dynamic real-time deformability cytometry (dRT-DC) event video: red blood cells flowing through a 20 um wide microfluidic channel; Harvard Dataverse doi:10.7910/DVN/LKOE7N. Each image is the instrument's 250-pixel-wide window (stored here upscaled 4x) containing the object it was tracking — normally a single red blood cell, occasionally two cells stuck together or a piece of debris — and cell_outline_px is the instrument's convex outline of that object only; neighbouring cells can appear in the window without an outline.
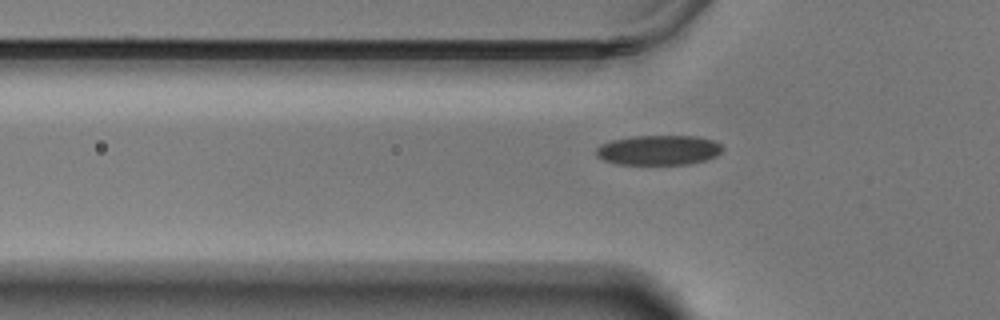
{"species": "Egyptian fruit bat (a non-hibernating species)", "species_latin": "Rousettus aegyptiacus", "temperature_condition": "warm", "stored_images_in_passage": 41, "camera_frame_rate_fps": 3000, "um_per_image_px": 0.085, "animal": {"sex": "male"}, "frame": {"image": 1, "passage_image": 3, "time_ms": 0.667, "image_size_px": [1000, 320], "cell_outline_px": [[724, 148], [716, 156], [704, 160], [688, 164], [616, 164], [604, 160], [596, 156], [596, 148], [600, 144], [612, 140], [632, 136], [696, 136], [712, 140], [720, 144]], "centroid_in_image_um": [55.96, 12.75], "position_along_channel_um": 69.8, "area_um2": 21.96}}
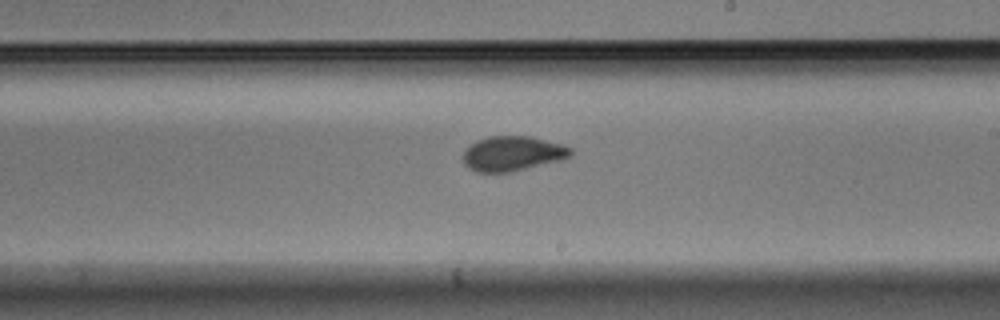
{"frame": {"image": 2, "passage_image": 18, "time_ms": 5.667, "image_size_px": [1000, 320], "cell_outline_px": [[572, 156], [560, 160], [508, 172], [476, 172], [464, 164], [464, 152], [476, 140], [488, 136], [532, 136], [564, 144], [572, 148]], "centroid_in_image_um": [43.6, 13.03], "position_along_channel_um": 245.4, "area_um2": 21.73}}
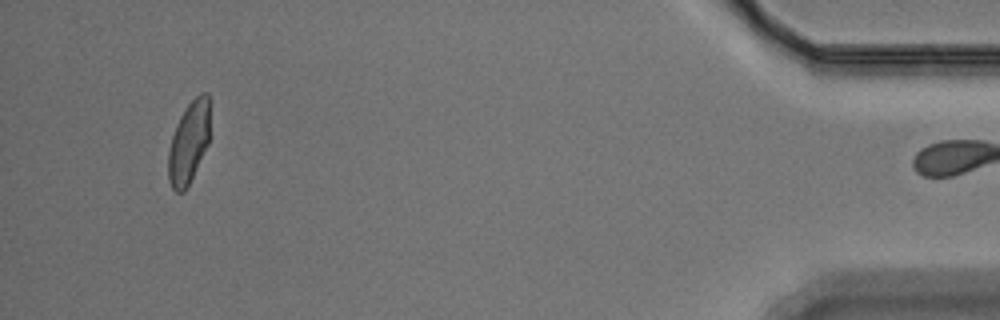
{"frame": {"image": 3, "passage_image": 39, "time_ms": 12.667, "image_size_px": [1000, 320], "cell_outline_px": [[208, 144], [184, 192], [176, 192], [172, 188], [168, 176], [168, 152], [172, 136], [176, 124], [184, 108], [200, 92], [208, 92]], "centroid_in_image_um": [16.02, 12.1], "position_along_channel_um": 419.2, "area_um2": 19.48}, "authors_computed_cell_mechanics": {"area_um2": 21.6172, "velocity_mm_per_s": 3.4995, "shape_relaxation_time_tau1_ms": null, "shape_relaxation_time_tau2_ms": 0.8102, "deformation_change_tau1": null, "deformation_change_tau2": 0.0592}}